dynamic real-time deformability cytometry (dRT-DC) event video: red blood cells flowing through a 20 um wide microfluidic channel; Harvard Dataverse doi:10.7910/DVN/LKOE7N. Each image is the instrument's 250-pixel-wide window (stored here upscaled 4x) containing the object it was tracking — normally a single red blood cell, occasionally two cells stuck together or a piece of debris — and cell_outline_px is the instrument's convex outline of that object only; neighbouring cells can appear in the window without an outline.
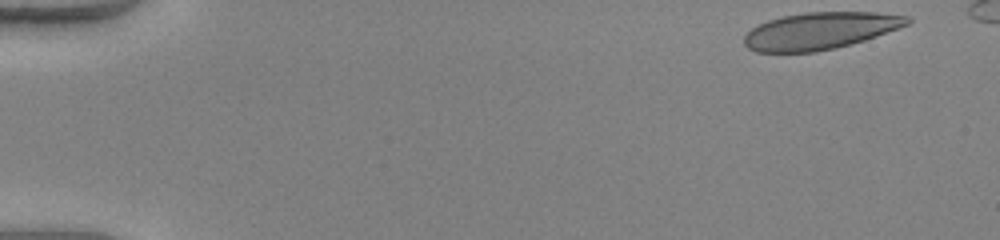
{"species": "human", "species_latin": "Homo sapiens", "temperature_condition": "warm", "stored_images_in_passage": 49, "segment_of_instrument_passage": [1, 2], "camera_frame_rate_fps": 3000, "um_per_image_px": 0.085, "donor": {"sex": "female"}, "frame": {"image": 1, "passage_image": 1, "time_ms": 0.0, "image_size_px": [1000, 240], "cell_outline_px": [[912, 20], [908, 24], [876, 36], [852, 44], [836, 48], [816, 52], [756, 52], [748, 48], [744, 44], [744, 36], [752, 28], [768, 20], [784, 16], [804, 12], [876, 12], [908, 16]], "centroid_in_image_um": [69.7, 2.62], "position_along_channel_um": 15.3, "area_um2": 35.08}}
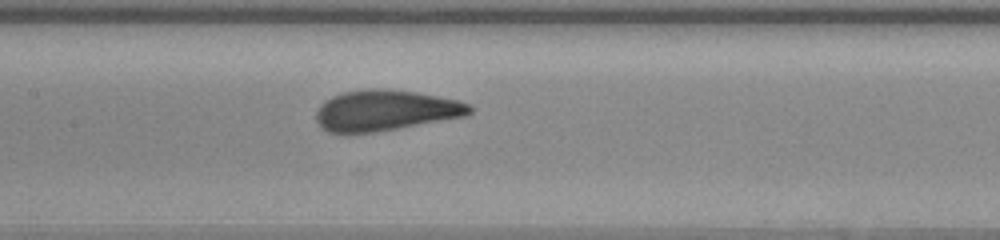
{"frame": {"image": 2, "passage_image": 23, "time_ms": 7.333, "image_size_px": [1000, 240], "cell_outline_px": [[472, 112], [468, 116], [376, 132], [348, 136], [344, 136], [328, 132], [320, 128], [316, 120], [316, 112], [320, 104], [324, 100], [332, 96], [344, 92], [372, 88], [380, 88], [416, 92], [460, 100], [468, 104], [472, 108]], "centroid_in_image_um": [32.71, 9.42], "position_along_channel_um": 174.7, "area_um2": 37.28}}
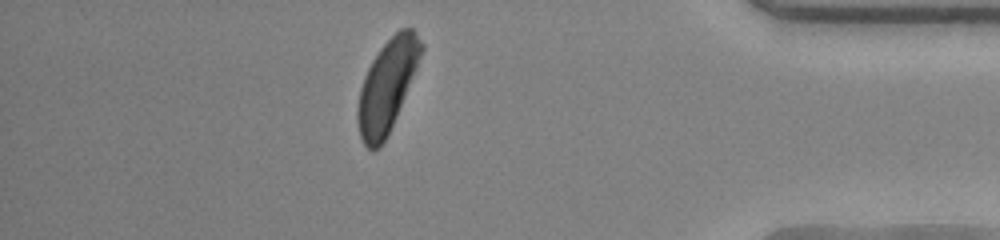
{"frame": {"image": 3, "passage_image": 42, "time_ms": 13.667, "image_size_px": [1000, 240], "cell_outline_px": [[424, 48], [416, 68], [388, 136], [380, 148], [372, 152], [364, 144], [360, 136], [356, 120], [356, 108], [360, 88], [364, 76], [372, 60], [380, 48], [400, 28], [412, 28], [424, 44]], "centroid_in_image_um": [32.88, 7.34], "position_along_channel_um": 402.3, "area_um2": 33.87}}